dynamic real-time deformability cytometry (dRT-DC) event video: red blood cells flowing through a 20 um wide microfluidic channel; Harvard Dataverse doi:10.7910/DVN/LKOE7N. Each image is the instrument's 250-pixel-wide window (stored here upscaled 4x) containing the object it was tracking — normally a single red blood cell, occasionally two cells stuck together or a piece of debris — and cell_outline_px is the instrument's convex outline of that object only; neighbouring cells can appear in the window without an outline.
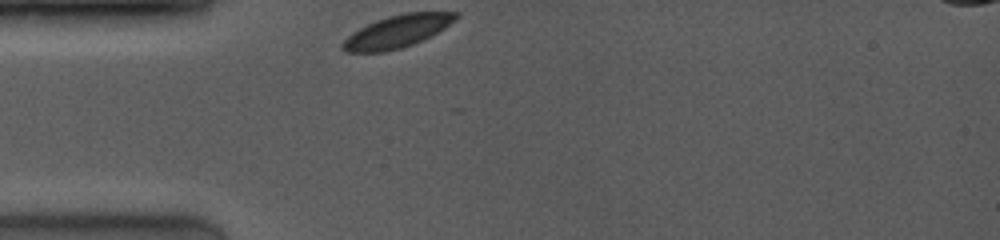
{"species": "common noctule bat (a hibernating species)", "species_latin": "Nyctalus noctula", "temperature_condition": "room temperature", "stored_images_in_passage": 15, "camera_frame_rate_fps": 4000, "um_per_image_px": 0.085, "animal": {"sex": "female", "body_mass_g": 19.0, "forearm_length_mm": 53.3}, "frame": {"image": 1, "passage_image": 1, "time_ms": 0.0, "image_size_px": [1000, 240], "cell_outline_px": [[456, 16], [448, 24], [436, 32], [412, 44], [400, 48], [384, 52], [348, 52], [340, 48], [340, 44], [352, 32], [376, 20], [408, 12], [456, 12]], "centroid_in_image_um": [33.66, 2.69], "position_along_channel_um": 51.3, "area_um2": 20.69}}